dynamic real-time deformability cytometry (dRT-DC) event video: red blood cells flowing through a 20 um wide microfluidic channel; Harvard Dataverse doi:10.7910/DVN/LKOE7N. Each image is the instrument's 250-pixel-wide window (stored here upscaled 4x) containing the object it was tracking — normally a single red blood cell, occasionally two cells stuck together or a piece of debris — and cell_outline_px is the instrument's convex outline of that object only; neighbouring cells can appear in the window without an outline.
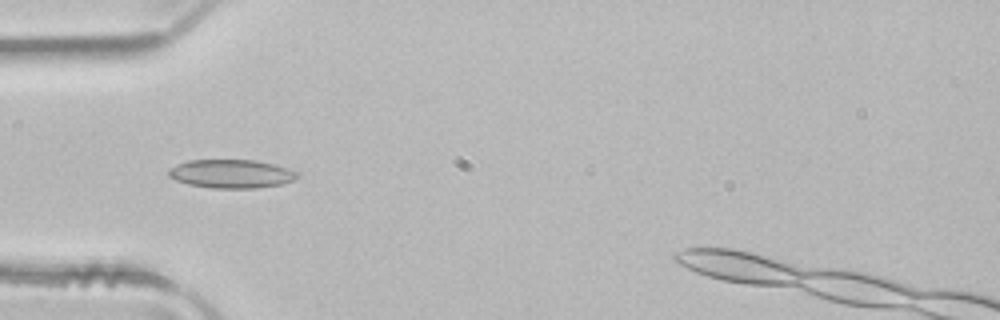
{"species": "common noctule bat (a hibernating species)", "species_latin": "Nyctalus noctula", "temperature_condition": "room temperature", "stored_images_in_passage": 4, "camera_frame_rate_fps": 3000, "um_per_image_px": 0.085, "animal": {"sex": "male", "body_mass_g": 21.5, "forearm_length_mm": 52.0}, "frame": {"image": 1, "passage_image": 3, "time_ms": 0.667, "image_size_px": [1000, 320], "cell_outline_px": [[300, 176], [296, 180], [280, 184], [256, 188], [212, 188], [188, 184], [176, 180], [168, 176], [168, 168], [176, 164], [188, 160], [256, 160], [276, 164], [300, 172]], "centroid_in_image_um": [19.69, 14.76], "position_along_channel_um": 65.3, "area_um2": 21.73}}
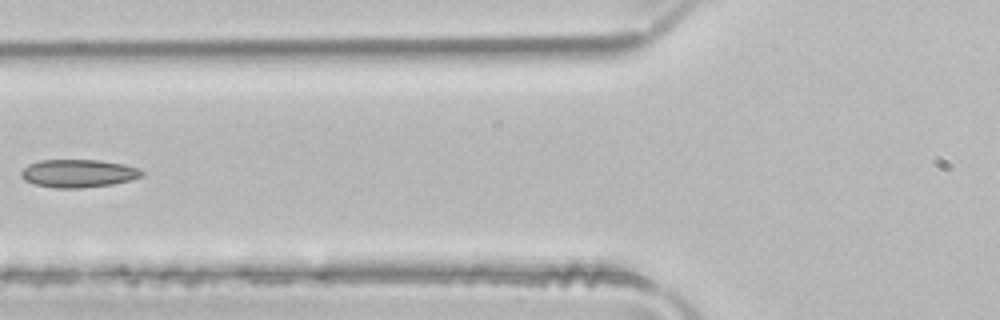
{"frame": {"image": 2, "passage_image": 4, "time_ms": 1.0, "image_size_px": [1000, 320], "cell_outline_px": [[144, 172], [140, 176], [128, 180], [112, 184], [80, 188], [56, 188], [36, 184], [24, 180], [20, 176], [20, 172], [28, 164], [40, 160], [100, 160], [124, 164], [140, 168]], "centroid_in_image_um": [6.63, 14.73], "position_along_channel_um": 119.2, "area_um2": 19.59}}